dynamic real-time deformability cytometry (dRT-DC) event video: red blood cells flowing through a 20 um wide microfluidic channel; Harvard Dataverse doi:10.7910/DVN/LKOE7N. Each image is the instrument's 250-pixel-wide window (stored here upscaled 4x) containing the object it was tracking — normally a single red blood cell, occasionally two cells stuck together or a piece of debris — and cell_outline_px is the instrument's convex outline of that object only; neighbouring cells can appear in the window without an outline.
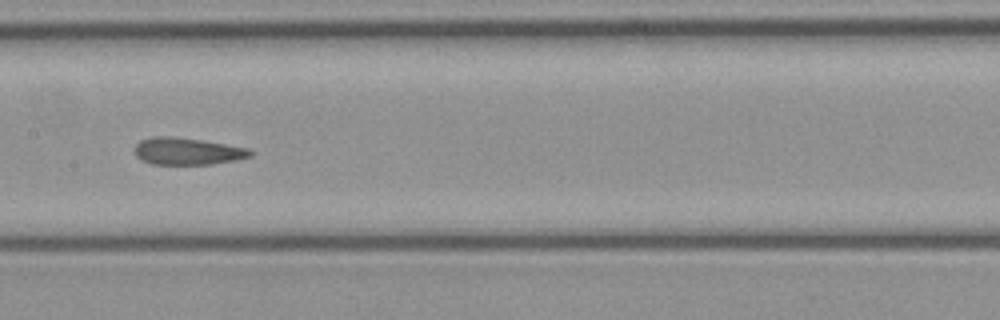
{"species": "common noctule bat (a hibernating species)", "species_latin": "Nyctalus noctula", "temperature_condition": "cold", "stored_images_in_passage": 33, "camera_frame_rate_fps": 3000, "um_per_image_px": 0.085, "animal": {"sex": "female", "body_mass_g": 21.9}, "frame": {"image": 1, "passage_image": 10, "time_ms": 3.0, "image_size_px": [1000, 320], "cell_outline_px": [[252, 156], [236, 160], [212, 164], [152, 164], [136, 156], [136, 144], [140, 140], [152, 136], [172, 136], [200, 140], [248, 148], [252, 152]], "centroid_in_image_um": [15.92, 12.85], "position_along_channel_um": 191.5, "area_um2": 18.03}}
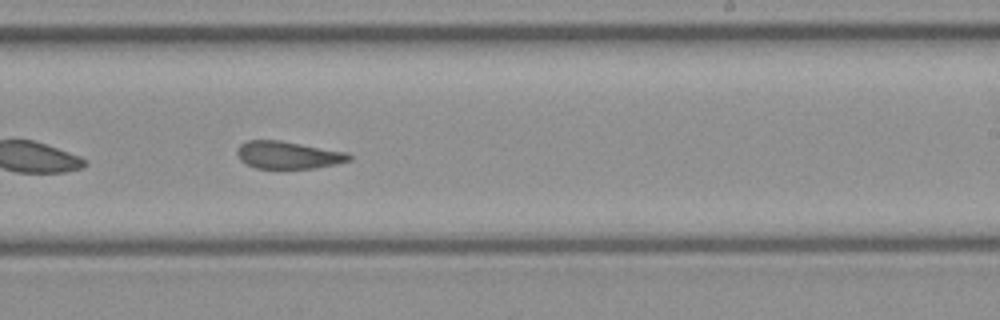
{"frame": {"image": 2, "passage_image": 15, "time_ms": 4.667, "image_size_px": [1000, 320], "cell_outline_px": [[352, 160], [316, 168], [256, 168], [240, 160], [236, 152], [236, 148], [240, 144], [248, 140], [280, 140], [344, 152], [352, 156]], "centroid_in_image_um": [24.45, 13.17], "position_along_channel_um": 264.6, "area_um2": 17.74}}